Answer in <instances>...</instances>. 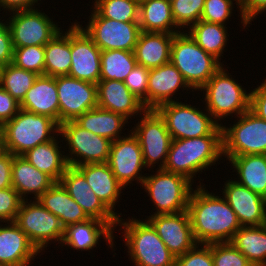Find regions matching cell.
Returning <instances> with one entry per match:
<instances>
[{"label":"cell","instance_id":"2","mask_svg":"<svg viewBox=\"0 0 266 266\" xmlns=\"http://www.w3.org/2000/svg\"><path fill=\"white\" fill-rule=\"evenodd\" d=\"M223 158L222 135L174 139L171 142L163 169L181 174L196 185L194 178H202L199 175L208 169L210 171L211 166L214 168L215 164L216 166L220 164V161L224 163Z\"/></svg>","mask_w":266,"mask_h":266},{"label":"cell","instance_id":"42","mask_svg":"<svg viewBox=\"0 0 266 266\" xmlns=\"http://www.w3.org/2000/svg\"><path fill=\"white\" fill-rule=\"evenodd\" d=\"M45 46H25L14 48L12 63L17 67L44 75Z\"/></svg>","mask_w":266,"mask_h":266},{"label":"cell","instance_id":"38","mask_svg":"<svg viewBox=\"0 0 266 266\" xmlns=\"http://www.w3.org/2000/svg\"><path fill=\"white\" fill-rule=\"evenodd\" d=\"M37 77V74L17 67L13 63L0 67V85L19 103Z\"/></svg>","mask_w":266,"mask_h":266},{"label":"cell","instance_id":"12","mask_svg":"<svg viewBox=\"0 0 266 266\" xmlns=\"http://www.w3.org/2000/svg\"><path fill=\"white\" fill-rule=\"evenodd\" d=\"M134 121L136 124L131 131L139 140L147 171L157 166V169H163L172 142L164 119L155 109H146Z\"/></svg>","mask_w":266,"mask_h":266},{"label":"cell","instance_id":"21","mask_svg":"<svg viewBox=\"0 0 266 266\" xmlns=\"http://www.w3.org/2000/svg\"><path fill=\"white\" fill-rule=\"evenodd\" d=\"M59 183L89 218L104 221L114 230L117 228L118 217L100 201L85 177L75 167L69 166Z\"/></svg>","mask_w":266,"mask_h":266},{"label":"cell","instance_id":"16","mask_svg":"<svg viewBox=\"0 0 266 266\" xmlns=\"http://www.w3.org/2000/svg\"><path fill=\"white\" fill-rule=\"evenodd\" d=\"M59 99V125L75 120L88 110L98 107L97 84L69 75L56 77Z\"/></svg>","mask_w":266,"mask_h":266},{"label":"cell","instance_id":"9","mask_svg":"<svg viewBox=\"0 0 266 266\" xmlns=\"http://www.w3.org/2000/svg\"><path fill=\"white\" fill-rule=\"evenodd\" d=\"M232 122L221 126L224 158L266 154L265 120L248 110Z\"/></svg>","mask_w":266,"mask_h":266},{"label":"cell","instance_id":"25","mask_svg":"<svg viewBox=\"0 0 266 266\" xmlns=\"http://www.w3.org/2000/svg\"><path fill=\"white\" fill-rule=\"evenodd\" d=\"M98 107L121 114L130 122L146 110L142 102L122 81L99 80L97 83ZM133 118V119H132Z\"/></svg>","mask_w":266,"mask_h":266},{"label":"cell","instance_id":"7","mask_svg":"<svg viewBox=\"0 0 266 266\" xmlns=\"http://www.w3.org/2000/svg\"><path fill=\"white\" fill-rule=\"evenodd\" d=\"M5 150L23 155L39 144L53 140L60 133V125L45 115L20 111L3 124Z\"/></svg>","mask_w":266,"mask_h":266},{"label":"cell","instance_id":"10","mask_svg":"<svg viewBox=\"0 0 266 266\" xmlns=\"http://www.w3.org/2000/svg\"><path fill=\"white\" fill-rule=\"evenodd\" d=\"M14 222L43 255L51 244L56 248L61 245L65 228L37 199L23 200Z\"/></svg>","mask_w":266,"mask_h":266},{"label":"cell","instance_id":"51","mask_svg":"<svg viewBox=\"0 0 266 266\" xmlns=\"http://www.w3.org/2000/svg\"><path fill=\"white\" fill-rule=\"evenodd\" d=\"M40 1V3H39ZM42 2H44L42 0ZM41 0H0V14L5 15L14 11L29 10L40 7Z\"/></svg>","mask_w":266,"mask_h":266},{"label":"cell","instance_id":"53","mask_svg":"<svg viewBox=\"0 0 266 266\" xmlns=\"http://www.w3.org/2000/svg\"><path fill=\"white\" fill-rule=\"evenodd\" d=\"M5 151L3 124L0 123V154Z\"/></svg>","mask_w":266,"mask_h":266},{"label":"cell","instance_id":"22","mask_svg":"<svg viewBox=\"0 0 266 266\" xmlns=\"http://www.w3.org/2000/svg\"><path fill=\"white\" fill-rule=\"evenodd\" d=\"M185 90L195 95L180 71L171 62L149 69L147 109H156L161 104L179 101L180 96H183L181 93Z\"/></svg>","mask_w":266,"mask_h":266},{"label":"cell","instance_id":"13","mask_svg":"<svg viewBox=\"0 0 266 266\" xmlns=\"http://www.w3.org/2000/svg\"><path fill=\"white\" fill-rule=\"evenodd\" d=\"M40 7L7 13L13 48L45 46L60 30L59 24ZM10 16V17H9ZM51 16V17H50ZM52 18V19H51Z\"/></svg>","mask_w":266,"mask_h":266},{"label":"cell","instance_id":"5","mask_svg":"<svg viewBox=\"0 0 266 266\" xmlns=\"http://www.w3.org/2000/svg\"><path fill=\"white\" fill-rule=\"evenodd\" d=\"M154 170H149L151 173L146 174L141 184L143 192L150 197V203H154L152 210L155 212L151 210L149 216L187 211L191 192L196 185L181 174L164 169Z\"/></svg>","mask_w":266,"mask_h":266},{"label":"cell","instance_id":"11","mask_svg":"<svg viewBox=\"0 0 266 266\" xmlns=\"http://www.w3.org/2000/svg\"><path fill=\"white\" fill-rule=\"evenodd\" d=\"M60 135L69 166L108 162L112 143L109 139L83 129L74 120L60 124Z\"/></svg>","mask_w":266,"mask_h":266},{"label":"cell","instance_id":"3","mask_svg":"<svg viewBox=\"0 0 266 266\" xmlns=\"http://www.w3.org/2000/svg\"><path fill=\"white\" fill-rule=\"evenodd\" d=\"M118 218L117 228L133 266H174L175 256L159 238L155 228L147 219L128 216Z\"/></svg>","mask_w":266,"mask_h":266},{"label":"cell","instance_id":"27","mask_svg":"<svg viewBox=\"0 0 266 266\" xmlns=\"http://www.w3.org/2000/svg\"><path fill=\"white\" fill-rule=\"evenodd\" d=\"M20 108L28 112L48 116L59 124L56 77L38 75L33 86L20 102Z\"/></svg>","mask_w":266,"mask_h":266},{"label":"cell","instance_id":"30","mask_svg":"<svg viewBox=\"0 0 266 266\" xmlns=\"http://www.w3.org/2000/svg\"><path fill=\"white\" fill-rule=\"evenodd\" d=\"M175 34L141 31L133 51L137 64L153 69L169 63Z\"/></svg>","mask_w":266,"mask_h":266},{"label":"cell","instance_id":"52","mask_svg":"<svg viewBox=\"0 0 266 266\" xmlns=\"http://www.w3.org/2000/svg\"><path fill=\"white\" fill-rule=\"evenodd\" d=\"M13 155L9 151L0 154V189L12 187Z\"/></svg>","mask_w":266,"mask_h":266},{"label":"cell","instance_id":"4","mask_svg":"<svg viewBox=\"0 0 266 266\" xmlns=\"http://www.w3.org/2000/svg\"><path fill=\"white\" fill-rule=\"evenodd\" d=\"M226 66L222 65L199 90L203 94V100H199L220 126L226 118L229 119L226 121L230 122V119L237 118L250 109L251 92H247V88L232 76L233 73H229L230 67Z\"/></svg>","mask_w":266,"mask_h":266},{"label":"cell","instance_id":"36","mask_svg":"<svg viewBox=\"0 0 266 266\" xmlns=\"http://www.w3.org/2000/svg\"><path fill=\"white\" fill-rule=\"evenodd\" d=\"M230 242L253 266H266V224L242 226Z\"/></svg>","mask_w":266,"mask_h":266},{"label":"cell","instance_id":"39","mask_svg":"<svg viewBox=\"0 0 266 266\" xmlns=\"http://www.w3.org/2000/svg\"><path fill=\"white\" fill-rule=\"evenodd\" d=\"M93 9L100 17L122 22H139L140 0H92Z\"/></svg>","mask_w":266,"mask_h":266},{"label":"cell","instance_id":"23","mask_svg":"<svg viewBox=\"0 0 266 266\" xmlns=\"http://www.w3.org/2000/svg\"><path fill=\"white\" fill-rule=\"evenodd\" d=\"M40 253L15 222H0V263L33 266L34 259L43 255Z\"/></svg>","mask_w":266,"mask_h":266},{"label":"cell","instance_id":"28","mask_svg":"<svg viewBox=\"0 0 266 266\" xmlns=\"http://www.w3.org/2000/svg\"><path fill=\"white\" fill-rule=\"evenodd\" d=\"M235 172L234 180L266 199V154H249L223 158ZM228 161V162H227Z\"/></svg>","mask_w":266,"mask_h":266},{"label":"cell","instance_id":"24","mask_svg":"<svg viewBox=\"0 0 266 266\" xmlns=\"http://www.w3.org/2000/svg\"><path fill=\"white\" fill-rule=\"evenodd\" d=\"M86 179L91 190L100 199V201L118 218L122 213L117 211L116 206L120 207L118 202L122 200L125 188L117 181L115 175L106 163L83 164L75 167ZM121 197V198H120ZM118 204V205H117Z\"/></svg>","mask_w":266,"mask_h":266},{"label":"cell","instance_id":"15","mask_svg":"<svg viewBox=\"0 0 266 266\" xmlns=\"http://www.w3.org/2000/svg\"><path fill=\"white\" fill-rule=\"evenodd\" d=\"M107 163L117 181L125 189H129L131 186L130 184L135 186V184H133L135 182L137 186L139 184L141 186L147 174L144 173L147 168L143 161L139 140L132 131H127V135L111 143Z\"/></svg>","mask_w":266,"mask_h":266},{"label":"cell","instance_id":"47","mask_svg":"<svg viewBox=\"0 0 266 266\" xmlns=\"http://www.w3.org/2000/svg\"><path fill=\"white\" fill-rule=\"evenodd\" d=\"M4 17H0V67L12 63L14 53L11 31Z\"/></svg>","mask_w":266,"mask_h":266},{"label":"cell","instance_id":"46","mask_svg":"<svg viewBox=\"0 0 266 266\" xmlns=\"http://www.w3.org/2000/svg\"><path fill=\"white\" fill-rule=\"evenodd\" d=\"M22 201L13 187L0 189V222H14Z\"/></svg>","mask_w":266,"mask_h":266},{"label":"cell","instance_id":"31","mask_svg":"<svg viewBox=\"0 0 266 266\" xmlns=\"http://www.w3.org/2000/svg\"><path fill=\"white\" fill-rule=\"evenodd\" d=\"M74 121L83 129L105 137L112 142L127 135L126 132H124L125 130L131 131L130 128H125L126 126L130 127L128 124L131 123L127 118L121 114L100 107H95L86 111Z\"/></svg>","mask_w":266,"mask_h":266},{"label":"cell","instance_id":"26","mask_svg":"<svg viewBox=\"0 0 266 266\" xmlns=\"http://www.w3.org/2000/svg\"><path fill=\"white\" fill-rule=\"evenodd\" d=\"M11 177L12 187L23 200L38 199L55 183L49 175L30 164L23 155H13Z\"/></svg>","mask_w":266,"mask_h":266},{"label":"cell","instance_id":"41","mask_svg":"<svg viewBox=\"0 0 266 266\" xmlns=\"http://www.w3.org/2000/svg\"><path fill=\"white\" fill-rule=\"evenodd\" d=\"M205 0H173L171 9L176 25L186 31L188 26L198 22L204 10Z\"/></svg>","mask_w":266,"mask_h":266},{"label":"cell","instance_id":"19","mask_svg":"<svg viewBox=\"0 0 266 266\" xmlns=\"http://www.w3.org/2000/svg\"><path fill=\"white\" fill-rule=\"evenodd\" d=\"M144 219L152 224L159 238L175 257L183 255L197 244L193 237L188 211L145 216Z\"/></svg>","mask_w":266,"mask_h":266},{"label":"cell","instance_id":"17","mask_svg":"<svg viewBox=\"0 0 266 266\" xmlns=\"http://www.w3.org/2000/svg\"><path fill=\"white\" fill-rule=\"evenodd\" d=\"M101 49L75 22L71 23V68L69 76L97 84L101 74Z\"/></svg>","mask_w":266,"mask_h":266},{"label":"cell","instance_id":"40","mask_svg":"<svg viewBox=\"0 0 266 266\" xmlns=\"http://www.w3.org/2000/svg\"><path fill=\"white\" fill-rule=\"evenodd\" d=\"M239 1L240 0H205L204 10L200 20L227 25L228 23H230L229 20L231 19L232 15L237 11L238 18L240 17L241 20V29L246 30L248 29L247 27L250 26L242 18ZM235 7H237V9Z\"/></svg>","mask_w":266,"mask_h":266},{"label":"cell","instance_id":"14","mask_svg":"<svg viewBox=\"0 0 266 266\" xmlns=\"http://www.w3.org/2000/svg\"><path fill=\"white\" fill-rule=\"evenodd\" d=\"M90 13V16L86 17L88 21L84 27L77 19L75 22L101 51L115 49L134 51L141 33L139 22H122L107 19L100 17L94 10H91Z\"/></svg>","mask_w":266,"mask_h":266},{"label":"cell","instance_id":"49","mask_svg":"<svg viewBox=\"0 0 266 266\" xmlns=\"http://www.w3.org/2000/svg\"><path fill=\"white\" fill-rule=\"evenodd\" d=\"M239 3L242 18L249 26L257 16L266 14V0H240Z\"/></svg>","mask_w":266,"mask_h":266},{"label":"cell","instance_id":"50","mask_svg":"<svg viewBox=\"0 0 266 266\" xmlns=\"http://www.w3.org/2000/svg\"><path fill=\"white\" fill-rule=\"evenodd\" d=\"M20 109V103L0 85V123L11 120Z\"/></svg>","mask_w":266,"mask_h":266},{"label":"cell","instance_id":"33","mask_svg":"<svg viewBox=\"0 0 266 266\" xmlns=\"http://www.w3.org/2000/svg\"><path fill=\"white\" fill-rule=\"evenodd\" d=\"M139 26L143 32L179 33L169 0H140Z\"/></svg>","mask_w":266,"mask_h":266},{"label":"cell","instance_id":"18","mask_svg":"<svg viewBox=\"0 0 266 266\" xmlns=\"http://www.w3.org/2000/svg\"><path fill=\"white\" fill-rule=\"evenodd\" d=\"M230 178H225L224 184H219L221 185L219 189L222 192L221 195L235 212L240 225H265L266 199L239 184L232 177Z\"/></svg>","mask_w":266,"mask_h":266},{"label":"cell","instance_id":"20","mask_svg":"<svg viewBox=\"0 0 266 266\" xmlns=\"http://www.w3.org/2000/svg\"><path fill=\"white\" fill-rule=\"evenodd\" d=\"M114 232L116 233L106 222L90 218L84 222L67 226L64 229V237L61 246L58 248H62L60 250H63L65 246L66 250L73 249L77 252L88 251L90 254L91 250L97 249L101 240L104 239V244H106L110 250L112 249V253L114 252L113 256H115L117 255L115 253L117 248L116 241L114 240L116 239Z\"/></svg>","mask_w":266,"mask_h":266},{"label":"cell","instance_id":"6","mask_svg":"<svg viewBox=\"0 0 266 266\" xmlns=\"http://www.w3.org/2000/svg\"><path fill=\"white\" fill-rule=\"evenodd\" d=\"M170 62L180 71L192 91L199 90L222 67V62L205 52L186 31L174 35Z\"/></svg>","mask_w":266,"mask_h":266},{"label":"cell","instance_id":"8","mask_svg":"<svg viewBox=\"0 0 266 266\" xmlns=\"http://www.w3.org/2000/svg\"><path fill=\"white\" fill-rule=\"evenodd\" d=\"M167 102L155 110L164 119L172 140L206 135H222V127L212 118L205 106L187 103V99ZM203 107V108H202Z\"/></svg>","mask_w":266,"mask_h":266},{"label":"cell","instance_id":"35","mask_svg":"<svg viewBox=\"0 0 266 266\" xmlns=\"http://www.w3.org/2000/svg\"><path fill=\"white\" fill-rule=\"evenodd\" d=\"M60 30L45 45L44 75L58 77L69 74L71 68V26Z\"/></svg>","mask_w":266,"mask_h":266},{"label":"cell","instance_id":"1","mask_svg":"<svg viewBox=\"0 0 266 266\" xmlns=\"http://www.w3.org/2000/svg\"><path fill=\"white\" fill-rule=\"evenodd\" d=\"M198 180L187 206L194 240L197 244L230 242L242 227L235 212L220 191L210 192L204 179Z\"/></svg>","mask_w":266,"mask_h":266},{"label":"cell","instance_id":"29","mask_svg":"<svg viewBox=\"0 0 266 266\" xmlns=\"http://www.w3.org/2000/svg\"><path fill=\"white\" fill-rule=\"evenodd\" d=\"M59 135L60 133L53 140L39 144L23 154L30 164L49 175L55 182L60 181L69 167L63 140Z\"/></svg>","mask_w":266,"mask_h":266},{"label":"cell","instance_id":"34","mask_svg":"<svg viewBox=\"0 0 266 266\" xmlns=\"http://www.w3.org/2000/svg\"><path fill=\"white\" fill-rule=\"evenodd\" d=\"M226 25L199 20L188 27L186 32L207 53L213 55L224 65L223 55L228 49L229 31ZM228 42V43H227ZM226 50V51H225Z\"/></svg>","mask_w":266,"mask_h":266},{"label":"cell","instance_id":"48","mask_svg":"<svg viewBox=\"0 0 266 266\" xmlns=\"http://www.w3.org/2000/svg\"><path fill=\"white\" fill-rule=\"evenodd\" d=\"M260 83V85H259ZM250 90V111L266 121V79Z\"/></svg>","mask_w":266,"mask_h":266},{"label":"cell","instance_id":"45","mask_svg":"<svg viewBox=\"0 0 266 266\" xmlns=\"http://www.w3.org/2000/svg\"><path fill=\"white\" fill-rule=\"evenodd\" d=\"M148 79L149 69L137 64L124 81L128 89L142 102L146 109Z\"/></svg>","mask_w":266,"mask_h":266},{"label":"cell","instance_id":"44","mask_svg":"<svg viewBox=\"0 0 266 266\" xmlns=\"http://www.w3.org/2000/svg\"><path fill=\"white\" fill-rule=\"evenodd\" d=\"M174 266H214L211 244H196L175 258Z\"/></svg>","mask_w":266,"mask_h":266},{"label":"cell","instance_id":"32","mask_svg":"<svg viewBox=\"0 0 266 266\" xmlns=\"http://www.w3.org/2000/svg\"><path fill=\"white\" fill-rule=\"evenodd\" d=\"M37 200L60 219L64 228L90 219L59 182H55Z\"/></svg>","mask_w":266,"mask_h":266},{"label":"cell","instance_id":"43","mask_svg":"<svg viewBox=\"0 0 266 266\" xmlns=\"http://www.w3.org/2000/svg\"><path fill=\"white\" fill-rule=\"evenodd\" d=\"M214 266H253L248 259L231 243H212Z\"/></svg>","mask_w":266,"mask_h":266},{"label":"cell","instance_id":"37","mask_svg":"<svg viewBox=\"0 0 266 266\" xmlns=\"http://www.w3.org/2000/svg\"><path fill=\"white\" fill-rule=\"evenodd\" d=\"M136 65L137 61L133 51L119 49L102 51L100 80L124 82Z\"/></svg>","mask_w":266,"mask_h":266}]
</instances>
